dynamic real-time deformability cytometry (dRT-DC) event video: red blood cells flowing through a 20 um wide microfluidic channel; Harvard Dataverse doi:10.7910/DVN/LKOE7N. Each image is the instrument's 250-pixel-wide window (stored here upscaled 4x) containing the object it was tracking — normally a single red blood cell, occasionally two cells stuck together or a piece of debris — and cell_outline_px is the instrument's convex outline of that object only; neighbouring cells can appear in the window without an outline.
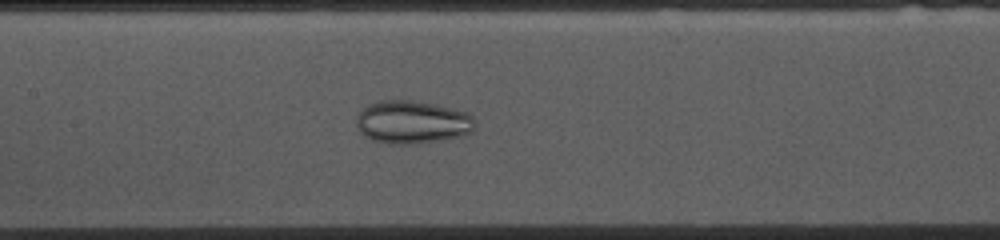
{"species": "common noctule bat (a hibernating species)", "species_latin": "Nyctalus noctula", "temperature_condition": "cold", "stored_images_in_passage": 53, "camera_frame_rate_fps": 3000, "um_per_image_px": 0.085, "animal": {"sex": "female", "body_mass_g": 10.0, "forearm_length_mm": 53.1}, "frame": {"image": 1, "passage_image": 24, "time_ms": 7.667, "image_size_px": [1000, 240], "cell_outline_px": [[472, 132], [464, 136], [444, 140], [412, 144], [388, 144], [372, 140], [364, 136], [360, 132], [356, 124], [356, 116], [368, 104], [380, 100], [408, 100], [436, 104], [468, 112], [472, 116]], "centroid_in_image_um": [35.02, 10.39], "position_along_channel_um": 172.4, "area_um2": 29.94}}
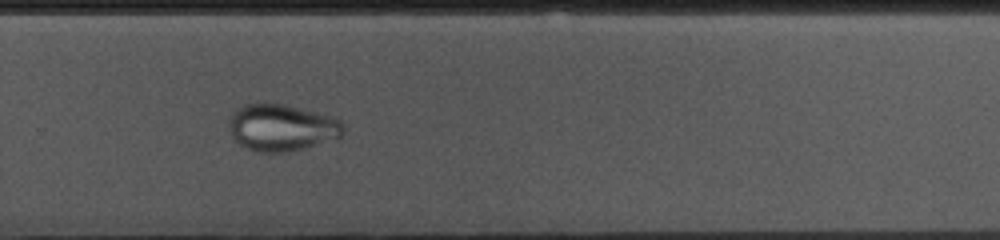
{"frame": {"image": 2, "passage_image": 35, "time_ms": 11.333, "image_size_px": [1000, 240], "cell_outline_px": [[344, 132], [336, 140], [304, 148], [284, 152], [260, 152], [248, 148], [240, 144], [232, 136], [228, 128], [228, 116], [236, 108], [244, 104], [256, 100], [284, 104], [332, 116], [340, 120], [344, 124]], "centroid_in_image_um": [23.91, 10.8], "position_along_channel_um": 305.9, "area_um2": 31.96}}
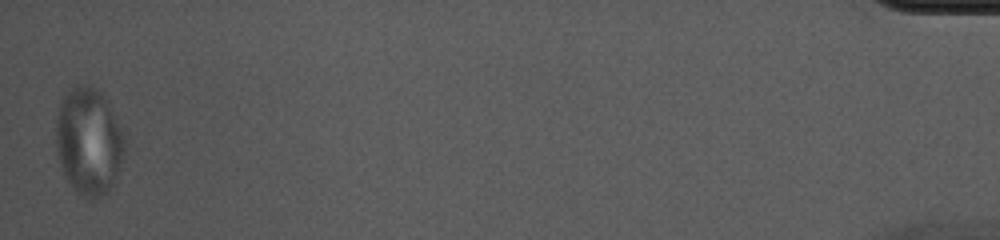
{"frame": {"image": 3, "passage_image": 53, "time_ms": 17.333, "image_size_px": [1000, 240], "cell_outline_px": [[124, 152], [120, 168], [108, 192], [92, 200], [80, 196], [72, 188], [60, 164], [56, 148], [56, 120], [60, 100], [76, 84], [84, 84], [100, 92], [108, 100], [124, 136]], "centroid_in_image_um": [7.53, 12.02], "position_along_channel_um": 427.7, "area_um2": 42.89}}